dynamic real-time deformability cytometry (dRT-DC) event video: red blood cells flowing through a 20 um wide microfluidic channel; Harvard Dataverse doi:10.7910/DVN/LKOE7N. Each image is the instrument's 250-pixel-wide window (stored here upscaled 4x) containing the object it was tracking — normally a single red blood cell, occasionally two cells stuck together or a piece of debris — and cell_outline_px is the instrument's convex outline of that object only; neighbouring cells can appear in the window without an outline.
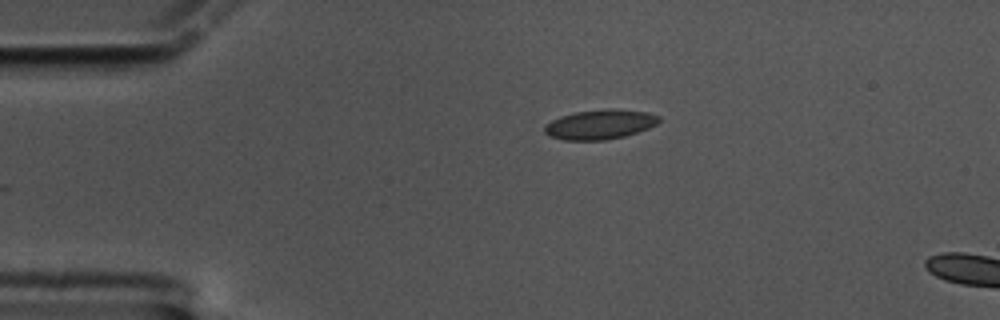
{"species": "common noctule bat (a hibernating species)", "species_latin": "Nyctalus noctula", "temperature_condition": "cold", "stored_images_in_passage": 50, "segment_of_instrument_passage": [1, 2], "camera_frame_rate_fps": 3000, "um_per_image_px": 0.085, "animal": {"sex": "male", "body_mass_g": 17.5, "forearm_length_mm": 52.3}, "frame": {"image": 1, "passage_image": 1, "time_ms": 0.0, "image_size_px": [1000, 320], "cell_outline_px": [[660, 120], [656, 124], [648, 128], [624, 136], [604, 140], [564, 140], [548, 136], [544, 132], [544, 128], [552, 120], [560, 116], [576, 112], [608, 108], [616, 108], [648, 112], [660, 116]], "centroid_in_image_um": [51.0, 10.57], "position_along_channel_um": 34.0, "area_um2": 19.77}}
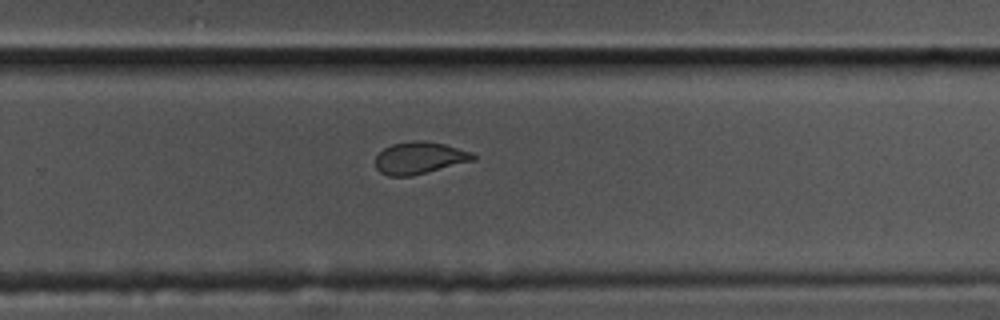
{"frame": {"image": 2, "passage_image": 28, "time_ms": 9.0, "image_size_px": [1000, 320], "cell_outline_px": [[476, 160], [412, 176], [388, 176], [380, 172], [376, 168], [376, 156], [384, 148], [392, 144], [420, 140], [424, 140], [444, 144], [472, 152], [476, 156]], "centroid_in_image_um": [35.67, 13.43], "position_along_channel_um": 294.1, "area_um2": 18.26}}
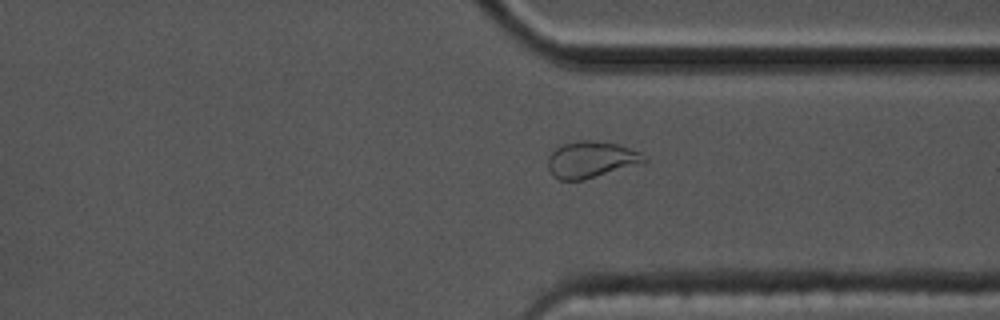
{"frame": {"image": 3, "passage_image": 34, "time_ms": 11.0, "image_size_px": [1000, 320], "cell_outline_px": [[648, 160], [584, 180], [560, 180], [552, 176], [548, 168], [548, 156], [556, 148], [564, 144], [580, 140], [588, 140], [616, 144], [640, 152], [648, 156]], "centroid_in_image_um": [50.2, 13.57], "position_along_channel_um": 361.2, "area_um2": 20.06}}